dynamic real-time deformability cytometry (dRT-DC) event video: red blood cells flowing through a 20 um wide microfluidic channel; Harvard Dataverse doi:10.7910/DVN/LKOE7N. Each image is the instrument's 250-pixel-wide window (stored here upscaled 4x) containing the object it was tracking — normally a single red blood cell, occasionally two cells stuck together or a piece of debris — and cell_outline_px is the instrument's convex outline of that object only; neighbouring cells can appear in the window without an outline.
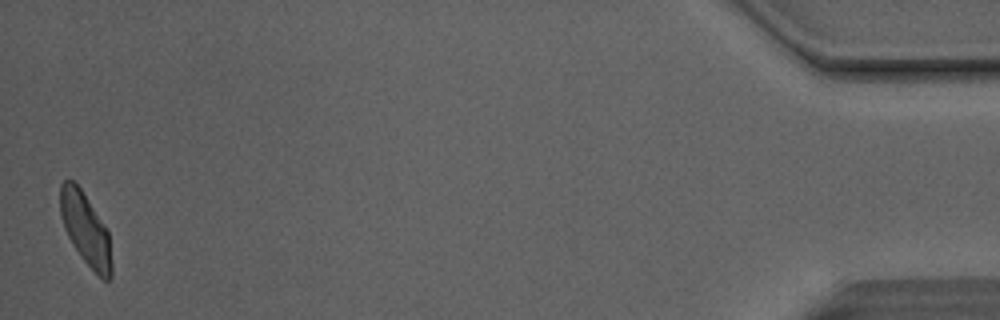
{"species": "Egyptian fruit bat (a non-hibernating species)", "species_latin": "Rousettus aegyptiacus", "temperature_condition": "room temperature", "stored_images_in_passage": 37, "camera_frame_rate_fps": 3000, "um_per_image_px": 0.085, "animal": {"sex": "male"}, "frame": {"image": 1, "passage_image": 37, "time_ms": 12.0, "image_size_px": [1000, 320], "cell_outline_px": [[112, 276], [108, 280], [104, 280], [80, 256], [72, 244], [64, 228], [60, 216], [60, 184], [64, 180], [72, 180], [80, 188], [108, 232], [112, 264]], "centroid_in_image_um": [7.25, 19.49], "position_along_channel_um": 427.9, "area_um2": 21.15}, "authors_computed_cell_mechanics": {"area_um2": 22.5998, "velocity_mm_per_s": 4.1092, "shape_relaxation_time_tau1_ms": 4.505, "shape_relaxation_time_tau2_ms": 1.821, "deformation_change_tau1": 0.1423, "deformation_change_tau2": 0.0831}}